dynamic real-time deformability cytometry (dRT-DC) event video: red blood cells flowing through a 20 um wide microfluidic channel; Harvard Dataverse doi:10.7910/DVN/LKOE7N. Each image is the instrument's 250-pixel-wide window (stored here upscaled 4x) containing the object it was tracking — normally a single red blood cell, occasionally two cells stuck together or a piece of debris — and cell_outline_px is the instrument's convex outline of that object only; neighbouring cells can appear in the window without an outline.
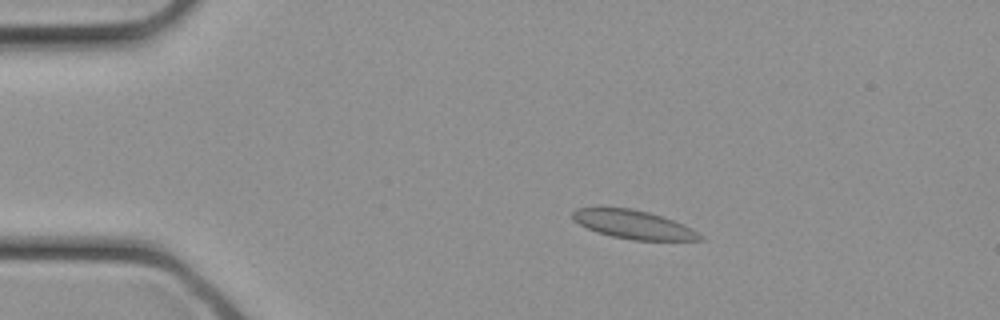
{"species": "common noctule bat (a hibernating species)", "species_latin": "Nyctalus noctula", "temperature_condition": "cold", "stored_images_in_passage": 10, "camera_frame_rate_fps": 3000, "um_per_image_px": 0.085, "animal": {"sex": "female", "body_mass_g": 21.9}, "frame": {"image": 1, "passage_image": 6, "time_ms": 1.667, "image_size_px": [1000, 320], "cell_outline_px": [[704, 240], [632, 240], [612, 236], [596, 232], [572, 220], [572, 212], [576, 208], [632, 208], [648, 212], [672, 220], [692, 228], [704, 236]], "centroid_in_image_um": [53.85, 19.09], "position_along_channel_um": 31.2, "area_um2": 21.04}}